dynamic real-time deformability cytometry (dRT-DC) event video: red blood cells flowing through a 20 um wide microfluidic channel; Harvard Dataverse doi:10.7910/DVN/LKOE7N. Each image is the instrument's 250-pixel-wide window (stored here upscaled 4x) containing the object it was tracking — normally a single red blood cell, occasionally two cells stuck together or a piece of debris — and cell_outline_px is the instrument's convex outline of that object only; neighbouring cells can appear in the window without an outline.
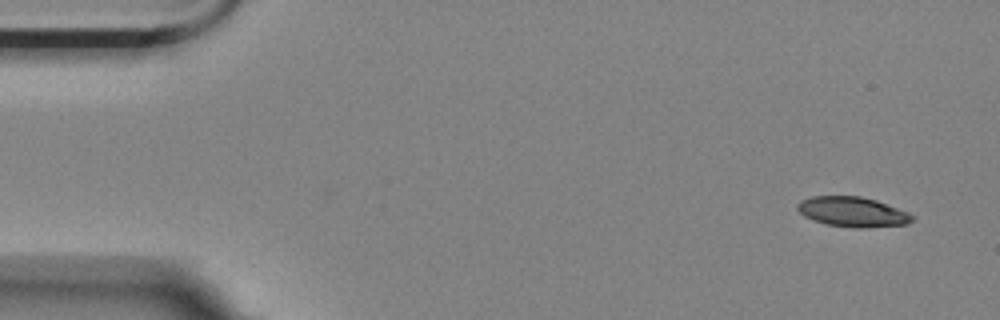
{"species": "Egyptian fruit bat (a non-hibernating species)", "species_latin": "Rousettus aegyptiacus", "temperature_condition": "room temperature", "stored_images_in_passage": 6, "camera_frame_rate_fps": 3000, "um_per_image_px": 0.085, "animal": {"sex": "female"}, "frame": {"image": 1, "passage_image": 1, "time_ms": 0.0, "image_size_px": [1000, 320], "cell_outline_px": [[916, 216], [908, 224], [864, 228], [852, 228], [824, 224], [812, 220], [804, 216], [796, 208], [796, 204], [800, 200], [812, 196], [860, 196], [876, 200], [908, 212]], "centroid_in_image_um": [72.45, 18.01], "position_along_channel_um": 12.5, "area_um2": 20.29}}
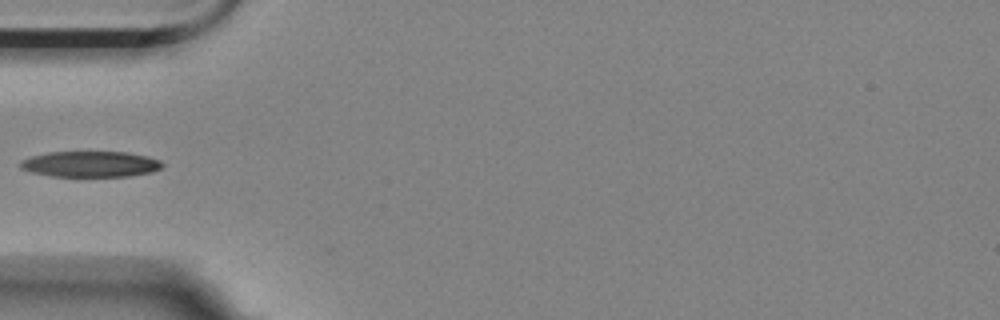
{"frame": {"image": 2, "passage_image": 5, "time_ms": 1.333, "image_size_px": [1000, 320], "cell_outline_px": [[164, 164], [160, 168], [152, 172], [128, 176], [52, 176], [32, 172], [20, 168], [20, 160], [32, 156], [48, 152], [128, 152], [160, 160]], "centroid_in_image_um": [7.67, 13.94], "position_along_channel_um": 77.3, "area_um2": 21.21}}
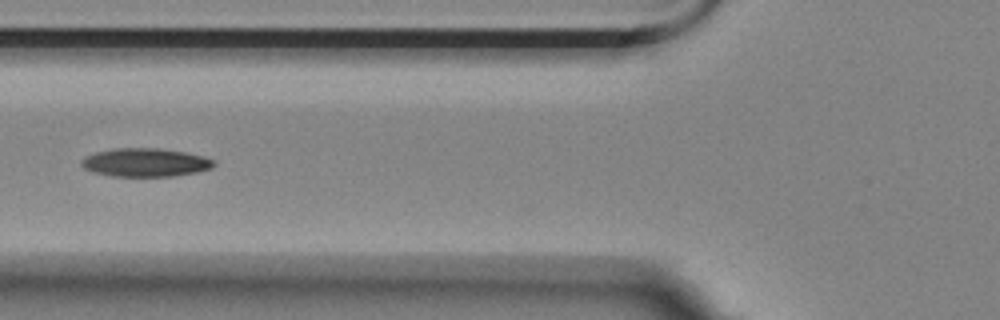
{"frame": {"image": 3, "passage_image": 6, "time_ms": 1.667, "image_size_px": [1000, 320], "cell_outline_px": [[216, 164], [212, 168], [196, 172], [172, 176], [112, 176], [92, 172], [84, 168], [80, 164], [80, 160], [84, 156], [96, 152], [116, 148], [156, 148], [184, 152], [200, 156], [212, 160]], "centroid_in_image_um": [12.29, 13.81], "position_along_channel_um": 113.5, "area_um2": 21.79}}